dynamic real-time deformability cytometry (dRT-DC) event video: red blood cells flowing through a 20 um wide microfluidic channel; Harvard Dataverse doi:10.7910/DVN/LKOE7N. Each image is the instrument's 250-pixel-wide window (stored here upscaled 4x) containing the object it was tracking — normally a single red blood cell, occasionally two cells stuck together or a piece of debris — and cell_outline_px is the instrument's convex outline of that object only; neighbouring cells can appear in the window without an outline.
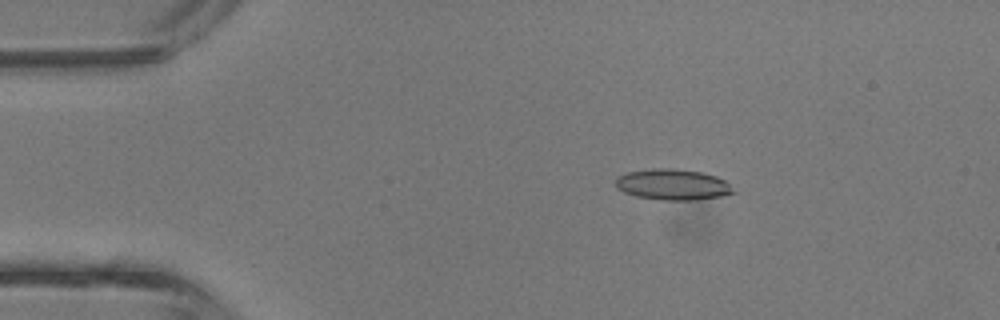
{"species": "common noctule bat (a hibernating species)", "species_latin": "Nyctalus noctula", "temperature_condition": "room temperature", "stored_images_in_passage": 43, "camera_frame_rate_fps": 3000, "um_per_image_px": 0.085, "animal": {"sex": "male", "body_mass_g": 13.3}, "frame": {"image": 1, "passage_image": 8, "time_ms": 2.333, "image_size_px": [1000, 320], "cell_outline_px": [[736, 192], [720, 196], [692, 200], [664, 200], [636, 196], [624, 192], [616, 188], [616, 176], [628, 172], [652, 168], [672, 168], [704, 172], [716, 176], [724, 180]], "centroid_in_image_um": [57.15, 15.67], "position_along_channel_um": 27.8, "area_um2": 21.15}}
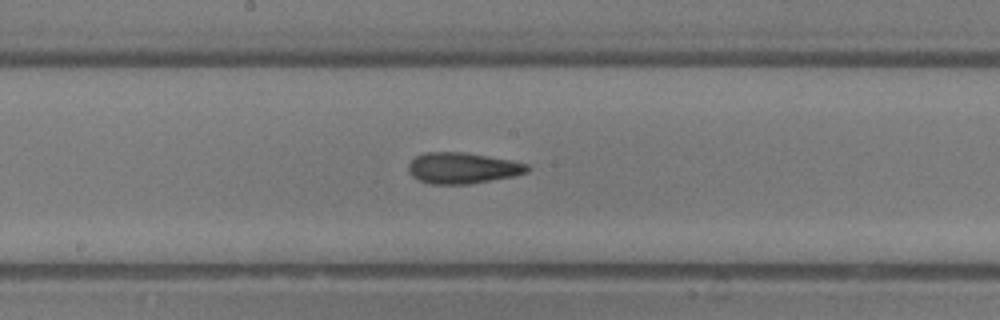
{"frame": {"image": 2, "passage_image": 23, "time_ms": 7.333, "image_size_px": [1000, 320], "cell_outline_px": [[532, 168], [528, 172], [512, 176], [472, 184], [428, 184], [412, 176], [408, 172], [408, 164], [416, 156], [424, 152], [464, 152], [512, 160], [528, 164]], "centroid_in_image_um": [39.32, 14.28], "position_along_channel_um": 208.9, "area_um2": 21.68}}
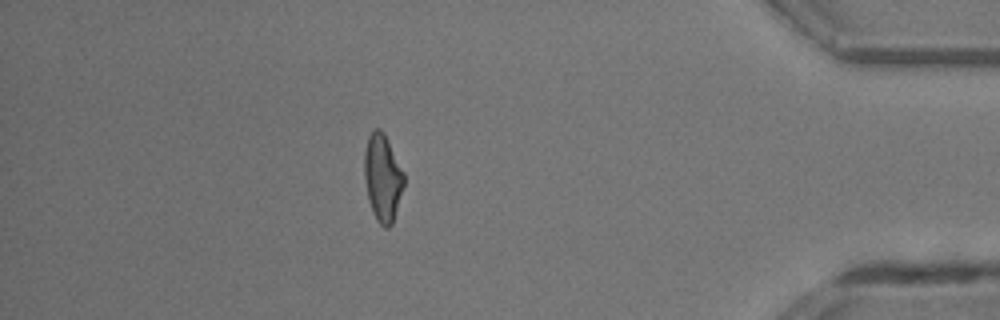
{"frame": {"image": 3, "passage_image": 38, "time_ms": 12.333, "image_size_px": [1000, 320], "cell_outline_px": [[404, 184], [392, 224], [388, 228], [384, 228], [376, 220], [372, 212], [368, 200], [364, 176], [364, 152], [368, 136], [376, 128], [380, 128], [384, 132], [404, 172]], "centroid_in_image_um": [32.51, 15.11], "position_along_channel_um": 402.7, "area_um2": 20.17}, "authors_computed_cell_mechanics": {"area_um2": 20.519, "velocity_mm_per_s": 4.8012, "shape_relaxation_time_tau1_ms": 8.258, "shape_relaxation_time_tau2_ms": 2.2981, "deformation_change_tau1": 0.1941, "deformation_change_tau2": 0.1218}}